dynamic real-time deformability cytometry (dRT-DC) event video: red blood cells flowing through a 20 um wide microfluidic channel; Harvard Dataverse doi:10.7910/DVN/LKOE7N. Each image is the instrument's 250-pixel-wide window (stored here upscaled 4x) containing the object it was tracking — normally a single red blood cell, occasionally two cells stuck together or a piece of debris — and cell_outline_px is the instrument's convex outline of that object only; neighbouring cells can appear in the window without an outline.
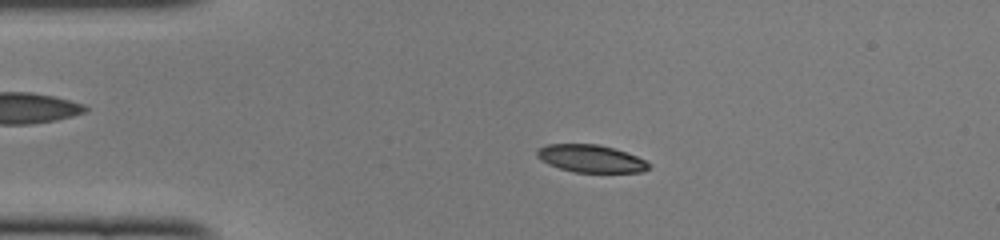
{"species": "common noctule bat (a hibernating species)", "species_latin": "Nyctalus noctula", "temperature_condition": "cold", "stored_images_in_passage": 49, "camera_frame_rate_fps": 3000, "um_per_image_px": 0.085, "animal": {"sex": "female", "body_mass_g": 22.0, "forearm_length_mm": 56.7}, "frame": {"image": 1, "passage_image": 10, "time_ms": 3.0, "image_size_px": [1000, 240], "cell_outline_px": [[652, 164], [644, 172], [572, 172], [548, 164], [540, 160], [536, 156], [536, 148], [548, 144], [596, 144], [612, 148], [636, 156]], "centroid_in_image_um": [50.18, 13.48], "position_along_channel_um": 34.8, "area_um2": 17.92}}
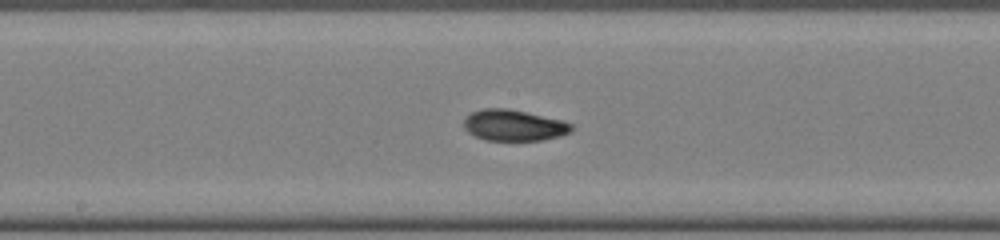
{"frame": {"image": 2, "passage_image": 25, "time_ms": 8.0, "image_size_px": [1000, 240], "cell_outline_px": [[572, 132], [560, 136], [544, 140], [484, 140], [468, 132], [464, 128], [464, 120], [472, 112], [484, 108], [504, 108], [524, 112], [560, 120], [572, 124]], "centroid_in_image_um": [43.67, 10.66], "position_along_channel_um": 204.5, "area_um2": 19.25}}
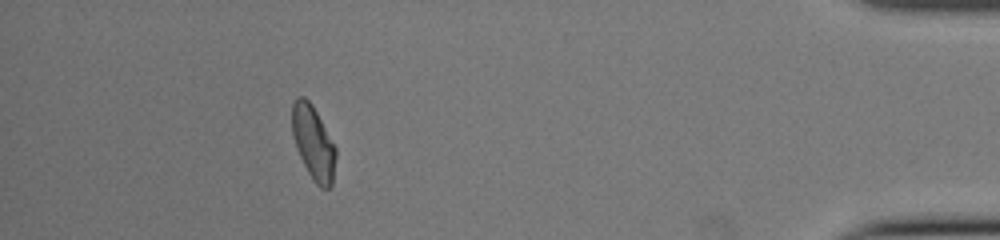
{"frame": {"image": 3, "passage_image": 44, "time_ms": 14.333, "image_size_px": [1000, 240], "cell_outline_px": [[336, 156], [332, 184], [328, 188], [320, 188], [312, 180], [296, 148], [292, 132], [292, 104], [296, 96], [304, 96], [308, 100], [316, 112], [336, 148]], "centroid_in_image_um": [26.62, 12.14], "position_along_channel_um": 408.6, "area_um2": 18.61}, "authors_computed_cell_mechanics": {"area_um2": 18.8428, "velocity_mm_per_s": 4.0975, "shape_relaxation_time_tau1_ms": 8.247, "shape_relaxation_time_tau2_ms": 2.3445, "deformation_change_tau1": 0.2198, "deformation_change_tau2": 0.0705}}